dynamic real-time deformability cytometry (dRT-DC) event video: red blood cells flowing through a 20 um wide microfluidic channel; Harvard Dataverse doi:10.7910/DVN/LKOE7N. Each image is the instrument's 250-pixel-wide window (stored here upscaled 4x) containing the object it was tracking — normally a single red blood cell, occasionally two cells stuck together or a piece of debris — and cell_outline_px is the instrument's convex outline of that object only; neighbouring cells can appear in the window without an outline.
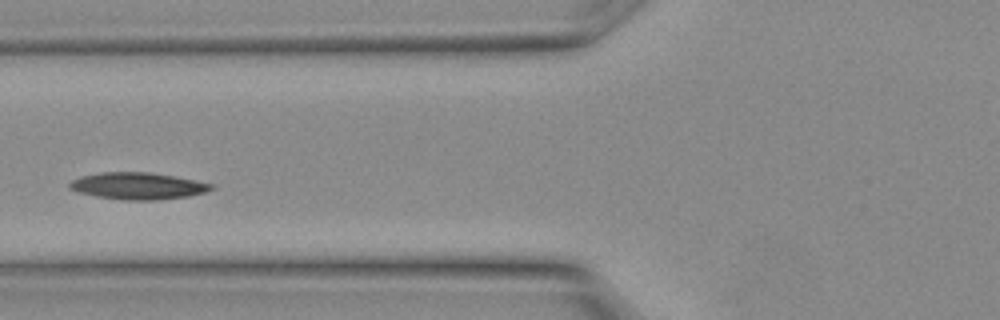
{"species": "Egyptian fruit bat (a non-hibernating species)", "species_latin": "Rousettus aegyptiacus", "temperature_condition": "warm", "stored_images_in_passage": 9, "camera_frame_rate_fps": 3000, "um_per_image_px": 0.085, "animal": {"sex": "female"}, "frame": {"image": 1, "passage_image": 6, "time_ms": 1.667, "image_size_px": [1000, 320], "cell_outline_px": [[216, 188], [204, 192], [188, 196], [160, 200], [124, 200], [96, 196], [80, 192], [68, 188], [68, 184], [72, 180], [80, 176], [100, 172], [148, 172], [172, 176], [216, 184]], "centroid_in_image_um": [11.73, 15.8], "position_along_channel_um": 114.1, "area_um2": 22.2}}
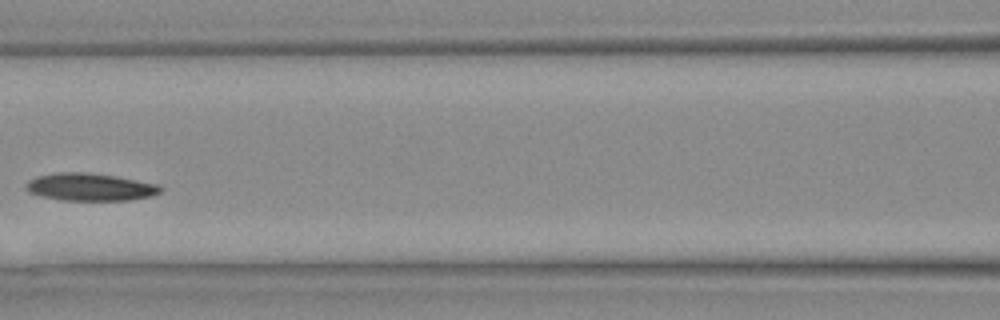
{"frame": {"image": 2, "passage_image": 8, "time_ms": 2.333, "image_size_px": [1000, 320], "cell_outline_px": [[164, 188], [160, 192], [152, 196], [128, 200], [60, 200], [28, 192], [24, 188], [24, 184], [28, 180], [36, 176], [56, 172], [88, 172], [116, 176], [160, 184]], "centroid_in_image_um": [7.66, 15.88], "position_along_channel_um": 158.9, "area_um2": 21.85}}